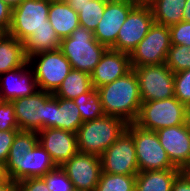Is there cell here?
<instances>
[{"instance_id": "obj_27", "label": "cell", "mask_w": 190, "mask_h": 191, "mask_svg": "<svg viewBox=\"0 0 190 191\" xmlns=\"http://www.w3.org/2000/svg\"><path fill=\"white\" fill-rule=\"evenodd\" d=\"M81 114L83 122L95 120L105 115L99 92L92 88L89 92L82 93L74 100Z\"/></svg>"}, {"instance_id": "obj_30", "label": "cell", "mask_w": 190, "mask_h": 191, "mask_svg": "<svg viewBox=\"0 0 190 191\" xmlns=\"http://www.w3.org/2000/svg\"><path fill=\"white\" fill-rule=\"evenodd\" d=\"M173 73L190 69V47L171 45L164 63Z\"/></svg>"}, {"instance_id": "obj_36", "label": "cell", "mask_w": 190, "mask_h": 191, "mask_svg": "<svg viewBox=\"0 0 190 191\" xmlns=\"http://www.w3.org/2000/svg\"><path fill=\"white\" fill-rule=\"evenodd\" d=\"M17 191H50L41 177L27 178L17 182Z\"/></svg>"}, {"instance_id": "obj_47", "label": "cell", "mask_w": 190, "mask_h": 191, "mask_svg": "<svg viewBox=\"0 0 190 191\" xmlns=\"http://www.w3.org/2000/svg\"><path fill=\"white\" fill-rule=\"evenodd\" d=\"M6 100H5V97H4V95H3V91H2V89H1V86H0V103H3V102H5Z\"/></svg>"}, {"instance_id": "obj_10", "label": "cell", "mask_w": 190, "mask_h": 191, "mask_svg": "<svg viewBox=\"0 0 190 191\" xmlns=\"http://www.w3.org/2000/svg\"><path fill=\"white\" fill-rule=\"evenodd\" d=\"M170 47L169 27L154 22L147 35L130 53L132 68L164 64Z\"/></svg>"}, {"instance_id": "obj_8", "label": "cell", "mask_w": 190, "mask_h": 191, "mask_svg": "<svg viewBox=\"0 0 190 191\" xmlns=\"http://www.w3.org/2000/svg\"><path fill=\"white\" fill-rule=\"evenodd\" d=\"M50 0H24L12 9L8 34L24 41L41 27H52L48 20Z\"/></svg>"}, {"instance_id": "obj_17", "label": "cell", "mask_w": 190, "mask_h": 191, "mask_svg": "<svg viewBox=\"0 0 190 191\" xmlns=\"http://www.w3.org/2000/svg\"><path fill=\"white\" fill-rule=\"evenodd\" d=\"M82 124L80 111L73 100L53 95L46 102L45 129L58 128L76 133Z\"/></svg>"}, {"instance_id": "obj_29", "label": "cell", "mask_w": 190, "mask_h": 191, "mask_svg": "<svg viewBox=\"0 0 190 191\" xmlns=\"http://www.w3.org/2000/svg\"><path fill=\"white\" fill-rule=\"evenodd\" d=\"M136 175L101 172L95 191H135Z\"/></svg>"}, {"instance_id": "obj_18", "label": "cell", "mask_w": 190, "mask_h": 191, "mask_svg": "<svg viewBox=\"0 0 190 191\" xmlns=\"http://www.w3.org/2000/svg\"><path fill=\"white\" fill-rule=\"evenodd\" d=\"M37 134L38 142L57 166H61L79 151L76 133L58 128H46L41 129Z\"/></svg>"}, {"instance_id": "obj_15", "label": "cell", "mask_w": 190, "mask_h": 191, "mask_svg": "<svg viewBox=\"0 0 190 191\" xmlns=\"http://www.w3.org/2000/svg\"><path fill=\"white\" fill-rule=\"evenodd\" d=\"M53 93L37 90L33 95L12 101L20 131H40L45 129L46 102Z\"/></svg>"}, {"instance_id": "obj_6", "label": "cell", "mask_w": 190, "mask_h": 191, "mask_svg": "<svg viewBox=\"0 0 190 191\" xmlns=\"http://www.w3.org/2000/svg\"><path fill=\"white\" fill-rule=\"evenodd\" d=\"M126 130L134 139L139 172L178 169L171 163L156 131L142 129L135 123H128Z\"/></svg>"}, {"instance_id": "obj_33", "label": "cell", "mask_w": 190, "mask_h": 191, "mask_svg": "<svg viewBox=\"0 0 190 191\" xmlns=\"http://www.w3.org/2000/svg\"><path fill=\"white\" fill-rule=\"evenodd\" d=\"M19 130L12 101L0 103V131Z\"/></svg>"}, {"instance_id": "obj_5", "label": "cell", "mask_w": 190, "mask_h": 191, "mask_svg": "<svg viewBox=\"0 0 190 191\" xmlns=\"http://www.w3.org/2000/svg\"><path fill=\"white\" fill-rule=\"evenodd\" d=\"M187 106L175 96L143 102L138 118L134 122L145 130L157 131L176 125L185 124Z\"/></svg>"}, {"instance_id": "obj_32", "label": "cell", "mask_w": 190, "mask_h": 191, "mask_svg": "<svg viewBox=\"0 0 190 191\" xmlns=\"http://www.w3.org/2000/svg\"><path fill=\"white\" fill-rule=\"evenodd\" d=\"M174 96L190 106V69L174 73Z\"/></svg>"}, {"instance_id": "obj_2", "label": "cell", "mask_w": 190, "mask_h": 191, "mask_svg": "<svg viewBox=\"0 0 190 191\" xmlns=\"http://www.w3.org/2000/svg\"><path fill=\"white\" fill-rule=\"evenodd\" d=\"M105 115L118 116L127 123H134L141 108L137 76L132 69L126 75L96 89Z\"/></svg>"}, {"instance_id": "obj_9", "label": "cell", "mask_w": 190, "mask_h": 191, "mask_svg": "<svg viewBox=\"0 0 190 191\" xmlns=\"http://www.w3.org/2000/svg\"><path fill=\"white\" fill-rule=\"evenodd\" d=\"M137 76L141 102L174 96V73L165 64L132 68Z\"/></svg>"}, {"instance_id": "obj_7", "label": "cell", "mask_w": 190, "mask_h": 191, "mask_svg": "<svg viewBox=\"0 0 190 191\" xmlns=\"http://www.w3.org/2000/svg\"><path fill=\"white\" fill-rule=\"evenodd\" d=\"M37 62V63H36ZM38 90L54 93L69 74L70 62L60 49L37 53L28 58Z\"/></svg>"}, {"instance_id": "obj_28", "label": "cell", "mask_w": 190, "mask_h": 191, "mask_svg": "<svg viewBox=\"0 0 190 191\" xmlns=\"http://www.w3.org/2000/svg\"><path fill=\"white\" fill-rule=\"evenodd\" d=\"M107 0H88L82 6H77L80 26L95 31L102 18Z\"/></svg>"}, {"instance_id": "obj_19", "label": "cell", "mask_w": 190, "mask_h": 191, "mask_svg": "<svg viewBox=\"0 0 190 191\" xmlns=\"http://www.w3.org/2000/svg\"><path fill=\"white\" fill-rule=\"evenodd\" d=\"M131 70L130 54L108 48L90 74L92 86L97 89L126 75Z\"/></svg>"}, {"instance_id": "obj_26", "label": "cell", "mask_w": 190, "mask_h": 191, "mask_svg": "<svg viewBox=\"0 0 190 191\" xmlns=\"http://www.w3.org/2000/svg\"><path fill=\"white\" fill-rule=\"evenodd\" d=\"M186 0H153L151 7L155 23L171 26L183 21Z\"/></svg>"}, {"instance_id": "obj_3", "label": "cell", "mask_w": 190, "mask_h": 191, "mask_svg": "<svg viewBox=\"0 0 190 191\" xmlns=\"http://www.w3.org/2000/svg\"><path fill=\"white\" fill-rule=\"evenodd\" d=\"M127 125L124 119L111 115L83 122L76 132L79 152L100 156L126 131Z\"/></svg>"}, {"instance_id": "obj_4", "label": "cell", "mask_w": 190, "mask_h": 191, "mask_svg": "<svg viewBox=\"0 0 190 191\" xmlns=\"http://www.w3.org/2000/svg\"><path fill=\"white\" fill-rule=\"evenodd\" d=\"M59 49L72 69L91 74L108 48L94 38L93 31L79 25L69 37L61 39Z\"/></svg>"}, {"instance_id": "obj_34", "label": "cell", "mask_w": 190, "mask_h": 191, "mask_svg": "<svg viewBox=\"0 0 190 191\" xmlns=\"http://www.w3.org/2000/svg\"><path fill=\"white\" fill-rule=\"evenodd\" d=\"M171 45L190 47V22L182 21L169 26Z\"/></svg>"}, {"instance_id": "obj_38", "label": "cell", "mask_w": 190, "mask_h": 191, "mask_svg": "<svg viewBox=\"0 0 190 191\" xmlns=\"http://www.w3.org/2000/svg\"><path fill=\"white\" fill-rule=\"evenodd\" d=\"M171 191H190V180L183 172L176 177Z\"/></svg>"}, {"instance_id": "obj_25", "label": "cell", "mask_w": 190, "mask_h": 191, "mask_svg": "<svg viewBox=\"0 0 190 191\" xmlns=\"http://www.w3.org/2000/svg\"><path fill=\"white\" fill-rule=\"evenodd\" d=\"M92 88L90 74L71 69L53 95L67 100H74L82 93L89 92Z\"/></svg>"}, {"instance_id": "obj_21", "label": "cell", "mask_w": 190, "mask_h": 191, "mask_svg": "<svg viewBox=\"0 0 190 191\" xmlns=\"http://www.w3.org/2000/svg\"><path fill=\"white\" fill-rule=\"evenodd\" d=\"M48 20L60 40L69 37L80 25L78 12L63 0H50Z\"/></svg>"}, {"instance_id": "obj_48", "label": "cell", "mask_w": 190, "mask_h": 191, "mask_svg": "<svg viewBox=\"0 0 190 191\" xmlns=\"http://www.w3.org/2000/svg\"><path fill=\"white\" fill-rule=\"evenodd\" d=\"M72 191H82V190H79V189H73Z\"/></svg>"}, {"instance_id": "obj_44", "label": "cell", "mask_w": 190, "mask_h": 191, "mask_svg": "<svg viewBox=\"0 0 190 191\" xmlns=\"http://www.w3.org/2000/svg\"><path fill=\"white\" fill-rule=\"evenodd\" d=\"M7 178V175L5 173V168L2 163H0V182L5 180Z\"/></svg>"}, {"instance_id": "obj_39", "label": "cell", "mask_w": 190, "mask_h": 191, "mask_svg": "<svg viewBox=\"0 0 190 191\" xmlns=\"http://www.w3.org/2000/svg\"><path fill=\"white\" fill-rule=\"evenodd\" d=\"M0 191H17V182L7 177L0 182Z\"/></svg>"}, {"instance_id": "obj_16", "label": "cell", "mask_w": 190, "mask_h": 191, "mask_svg": "<svg viewBox=\"0 0 190 191\" xmlns=\"http://www.w3.org/2000/svg\"><path fill=\"white\" fill-rule=\"evenodd\" d=\"M156 133L176 168L183 170L190 165V133L185 124L162 128Z\"/></svg>"}, {"instance_id": "obj_1", "label": "cell", "mask_w": 190, "mask_h": 191, "mask_svg": "<svg viewBox=\"0 0 190 191\" xmlns=\"http://www.w3.org/2000/svg\"><path fill=\"white\" fill-rule=\"evenodd\" d=\"M57 167L49 153L38 142L36 131H19L11 145L5 173L12 181L43 177Z\"/></svg>"}, {"instance_id": "obj_43", "label": "cell", "mask_w": 190, "mask_h": 191, "mask_svg": "<svg viewBox=\"0 0 190 191\" xmlns=\"http://www.w3.org/2000/svg\"><path fill=\"white\" fill-rule=\"evenodd\" d=\"M185 125L190 133V106H187L186 109Z\"/></svg>"}, {"instance_id": "obj_22", "label": "cell", "mask_w": 190, "mask_h": 191, "mask_svg": "<svg viewBox=\"0 0 190 191\" xmlns=\"http://www.w3.org/2000/svg\"><path fill=\"white\" fill-rule=\"evenodd\" d=\"M27 62L23 42L8 33H0V74L21 68Z\"/></svg>"}, {"instance_id": "obj_12", "label": "cell", "mask_w": 190, "mask_h": 191, "mask_svg": "<svg viewBox=\"0 0 190 191\" xmlns=\"http://www.w3.org/2000/svg\"><path fill=\"white\" fill-rule=\"evenodd\" d=\"M151 7L137 4L128 14L126 21L119 29L115 45L111 48L127 54L137 47L154 24Z\"/></svg>"}, {"instance_id": "obj_46", "label": "cell", "mask_w": 190, "mask_h": 191, "mask_svg": "<svg viewBox=\"0 0 190 191\" xmlns=\"http://www.w3.org/2000/svg\"><path fill=\"white\" fill-rule=\"evenodd\" d=\"M137 4H145L148 5L151 3L153 0H134Z\"/></svg>"}, {"instance_id": "obj_35", "label": "cell", "mask_w": 190, "mask_h": 191, "mask_svg": "<svg viewBox=\"0 0 190 191\" xmlns=\"http://www.w3.org/2000/svg\"><path fill=\"white\" fill-rule=\"evenodd\" d=\"M19 131L20 130L0 131V163L3 165L7 162L11 145Z\"/></svg>"}, {"instance_id": "obj_23", "label": "cell", "mask_w": 190, "mask_h": 191, "mask_svg": "<svg viewBox=\"0 0 190 191\" xmlns=\"http://www.w3.org/2000/svg\"><path fill=\"white\" fill-rule=\"evenodd\" d=\"M180 169L152 170L136 175L135 191H171Z\"/></svg>"}, {"instance_id": "obj_42", "label": "cell", "mask_w": 190, "mask_h": 191, "mask_svg": "<svg viewBox=\"0 0 190 191\" xmlns=\"http://www.w3.org/2000/svg\"><path fill=\"white\" fill-rule=\"evenodd\" d=\"M6 3L11 9L18 7L24 0H2Z\"/></svg>"}, {"instance_id": "obj_11", "label": "cell", "mask_w": 190, "mask_h": 191, "mask_svg": "<svg viewBox=\"0 0 190 191\" xmlns=\"http://www.w3.org/2000/svg\"><path fill=\"white\" fill-rule=\"evenodd\" d=\"M99 158L102 172L121 175L139 173L134 139L127 130Z\"/></svg>"}, {"instance_id": "obj_24", "label": "cell", "mask_w": 190, "mask_h": 191, "mask_svg": "<svg viewBox=\"0 0 190 191\" xmlns=\"http://www.w3.org/2000/svg\"><path fill=\"white\" fill-rule=\"evenodd\" d=\"M60 42L53 27H41L23 41L24 52L28 59L40 52L59 49Z\"/></svg>"}, {"instance_id": "obj_41", "label": "cell", "mask_w": 190, "mask_h": 191, "mask_svg": "<svg viewBox=\"0 0 190 191\" xmlns=\"http://www.w3.org/2000/svg\"><path fill=\"white\" fill-rule=\"evenodd\" d=\"M66 1L76 12L77 6H82L87 3L88 0H63Z\"/></svg>"}, {"instance_id": "obj_31", "label": "cell", "mask_w": 190, "mask_h": 191, "mask_svg": "<svg viewBox=\"0 0 190 191\" xmlns=\"http://www.w3.org/2000/svg\"><path fill=\"white\" fill-rule=\"evenodd\" d=\"M41 178L50 191H72L74 189L73 183L60 166L50 170Z\"/></svg>"}, {"instance_id": "obj_13", "label": "cell", "mask_w": 190, "mask_h": 191, "mask_svg": "<svg viewBox=\"0 0 190 191\" xmlns=\"http://www.w3.org/2000/svg\"><path fill=\"white\" fill-rule=\"evenodd\" d=\"M60 167L73 183L74 189L95 191L102 172L99 156L78 151Z\"/></svg>"}, {"instance_id": "obj_20", "label": "cell", "mask_w": 190, "mask_h": 191, "mask_svg": "<svg viewBox=\"0 0 190 191\" xmlns=\"http://www.w3.org/2000/svg\"><path fill=\"white\" fill-rule=\"evenodd\" d=\"M27 62L21 68H17L0 74V86L6 101L31 96L37 90L33 69Z\"/></svg>"}, {"instance_id": "obj_45", "label": "cell", "mask_w": 190, "mask_h": 191, "mask_svg": "<svg viewBox=\"0 0 190 191\" xmlns=\"http://www.w3.org/2000/svg\"><path fill=\"white\" fill-rule=\"evenodd\" d=\"M182 172L187 176V178L190 180V165L186 166Z\"/></svg>"}, {"instance_id": "obj_40", "label": "cell", "mask_w": 190, "mask_h": 191, "mask_svg": "<svg viewBox=\"0 0 190 191\" xmlns=\"http://www.w3.org/2000/svg\"><path fill=\"white\" fill-rule=\"evenodd\" d=\"M183 21L190 22V0H186L183 8Z\"/></svg>"}, {"instance_id": "obj_14", "label": "cell", "mask_w": 190, "mask_h": 191, "mask_svg": "<svg viewBox=\"0 0 190 191\" xmlns=\"http://www.w3.org/2000/svg\"><path fill=\"white\" fill-rule=\"evenodd\" d=\"M136 5L134 0H107L103 16L93 32L94 38L107 48H112L116 43L119 29Z\"/></svg>"}, {"instance_id": "obj_37", "label": "cell", "mask_w": 190, "mask_h": 191, "mask_svg": "<svg viewBox=\"0 0 190 191\" xmlns=\"http://www.w3.org/2000/svg\"><path fill=\"white\" fill-rule=\"evenodd\" d=\"M12 9L0 0V33H7L11 24Z\"/></svg>"}]
</instances>
